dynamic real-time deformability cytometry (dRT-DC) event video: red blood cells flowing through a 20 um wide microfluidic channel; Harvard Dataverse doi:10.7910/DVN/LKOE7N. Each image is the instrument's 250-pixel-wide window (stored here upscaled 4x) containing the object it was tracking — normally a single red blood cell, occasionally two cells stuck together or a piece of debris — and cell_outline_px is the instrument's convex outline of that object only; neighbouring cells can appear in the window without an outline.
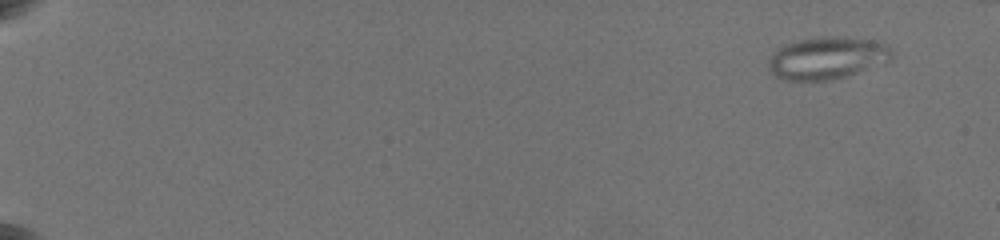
{"species": "common noctule bat (a hibernating species)", "species_latin": "Nyctalus noctula", "temperature_condition": "warm", "stored_images_in_passage": 9, "camera_frame_rate_fps": 3000, "um_per_image_px": 0.085, "animal": {"sex": "female", "body_mass_g": 19.5, "forearm_length_mm": 54.1}, "frame": {"image": 1, "passage_image": 2, "time_ms": 1.333, "image_size_px": [1000, 240], "cell_outline_px": [[892, 60], [884, 64], [832, 80], [784, 80], [776, 76], [768, 68], [768, 60], [784, 44], [800, 40], [820, 36], [836, 36], [872, 40], [888, 44], [892, 48]], "centroid_in_image_um": [70.36, 4.93], "position_along_channel_um": 14.6, "area_um2": 30.46}}
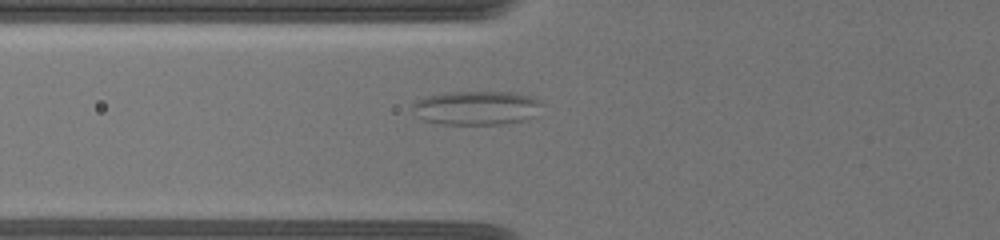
{"frame": {"image": 2, "passage_image": 9, "time_ms": 8.667, "image_size_px": [1000, 240], "cell_outline_px": [[544, 100], [536, 116], [524, 120], [504, 124], [444, 124], [424, 120], [416, 116], [412, 112], [412, 104], [416, 100], [428, 96], [444, 92], [516, 92], [532, 96]], "centroid_in_image_um": [40.54, 9.16], "position_along_channel_um": 85.3, "area_um2": 26.07}}